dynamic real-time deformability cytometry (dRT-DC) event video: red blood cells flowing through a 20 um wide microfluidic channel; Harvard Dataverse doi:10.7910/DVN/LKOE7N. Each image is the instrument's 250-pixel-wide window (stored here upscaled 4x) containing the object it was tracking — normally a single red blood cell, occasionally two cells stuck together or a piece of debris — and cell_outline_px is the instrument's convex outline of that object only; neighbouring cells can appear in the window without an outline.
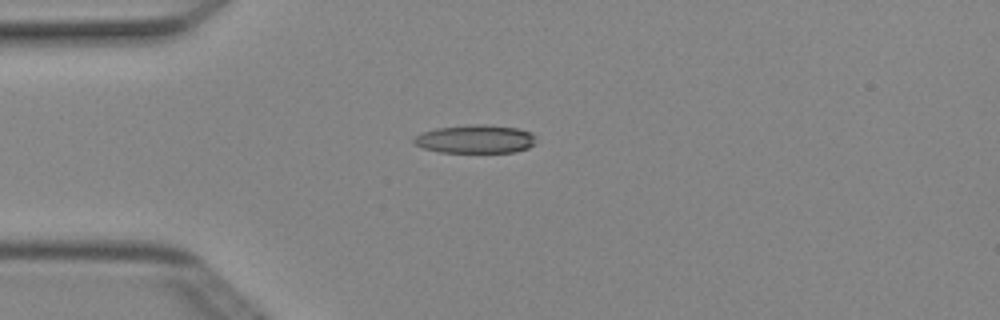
{"species": "Egyptian fruit bat (a non-hibernating species)", "species_latin": "Rousettus aegyptiacus", "temperature_condition": "cold", "stored_images_in_passage": 1, "camera_frame_rate_fps": 3000, "um_per_image_px": 0.085, "animal": {"sex": "female"}, "frame": {"image": 1, "passage_image": 1, "time_ms": 0.0, "image_size_px": [1000, 320], "cell_outline_px": [[536, 144], [528, 148], [516, 152], [440, 152], [424, 148], [416, 144], [412, 140], [416, 136], [424, 132], [436, 128], [472, 124], [488, 124], [516, 128], [532, 132], [536, 136]], "centroid_in_image_um": [40.48, 11.81], "position_along_channel_um": 44.5, "area_um2": 20.29}}